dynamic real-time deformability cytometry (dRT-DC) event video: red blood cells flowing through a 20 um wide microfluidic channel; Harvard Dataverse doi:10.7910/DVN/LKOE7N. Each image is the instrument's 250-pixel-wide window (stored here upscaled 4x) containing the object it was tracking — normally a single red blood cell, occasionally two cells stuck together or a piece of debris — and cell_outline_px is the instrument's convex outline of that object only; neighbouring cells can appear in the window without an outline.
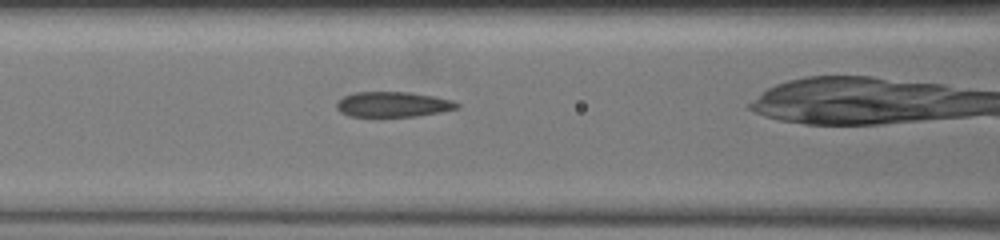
{"species": "common noctule bat (a hibernating species)", "species_latin": "Nyctalus noctula", "temperature_condition": "warm", "stored_images_in_passage": 28, "camera_frame_rate_fps": 3000, "um_per_image_px": 0.085, "animal": {"sex": "female", "body_mass_g": 19.5, "forearm_length_mm": 54.1}, "frame": {"image": 1, "passage_image": 13, "time_ms": 6.667, "image_size_px": [1000, 240], "cell_outline_px": [[460, 108], [440, 112], [416, 116], [348, 116], [340, 112], [336, 108], [336, 104], [344, 96], [356, 92], [408, 92], [432, 96], [452, 100], [460, 104]], "centroid_in_image_um": [33.41, 8.87], "position_along_channel_um": 133.2, "area_um2": 17.57}}
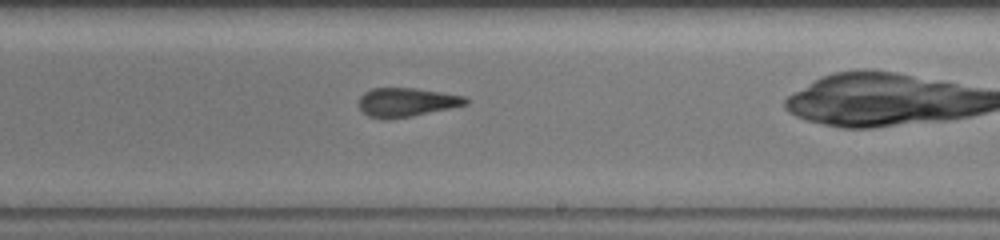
{"frame": {"image": 2, "passage_image": 20, "time_ms": 9.667, "image_size_px": [1000, 240], "cell_outline_px": [[468, 104], [412, 116], [368, 116], [360, 108], [360, 96], [364, 92], [372, 88], [416, 88], [464, 96], [468, 100]], "centroid_in_image_um": [34.59, 8.64], "position_along_channel_um": 254.4, "area_um2": 17.22}}
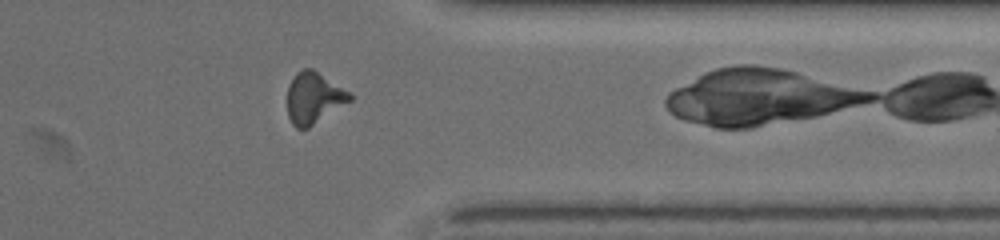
{"frame": {"image": 3, "passage_image": 26, "time_ms": 13.0, "image_size_px": [1000, 240], "cell_outline_px": [[352, 100], [308, 128], [296, 128], [292, 124], [288, 116], [288, 84], [296, 72], [304, 68], [312, 68], [352, 92]], "centroid_in_image_um": [26.68, 8.3], "position_along_channel_um": 384.7, "area_um2": 18.84}}